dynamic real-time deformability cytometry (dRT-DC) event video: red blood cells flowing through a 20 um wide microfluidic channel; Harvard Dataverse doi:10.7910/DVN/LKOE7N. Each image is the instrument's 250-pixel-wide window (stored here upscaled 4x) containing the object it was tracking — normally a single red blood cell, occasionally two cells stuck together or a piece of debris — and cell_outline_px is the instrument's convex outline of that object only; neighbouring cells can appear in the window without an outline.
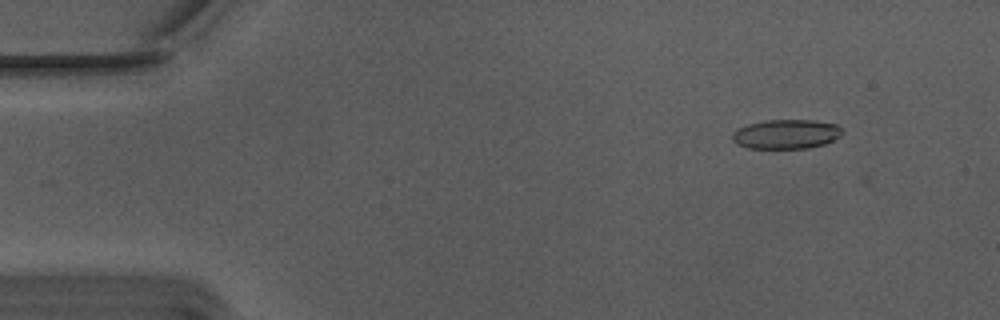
{"species": "Egyptian fruit bat (a non-hibernating species)", "species_latin": "Rousettus aegyptiacus", "temperature_condition": "warm", "stored_images_in_passage": 55, "camera_frame_rate_fps": 3000, "um_per_image_px": 0.085, "animal": {"sex": "male"}, "frame": {"image": 1, "passage_image": 6, "time_ms": 1.667, "image_size_px": [1000, 320], "cell_outline_px": [[844, 132], [840, 136], [824, 144], [808, 148], [748, 148], [736, 144], [732, 140], [732, 132], [748, 124], [764, 120], [812, 120], [836, 124]], "centroid_in_image_um": [66.81, 11.4], "position_along_channel_um": 18.2, "area_um2": 18.79}}
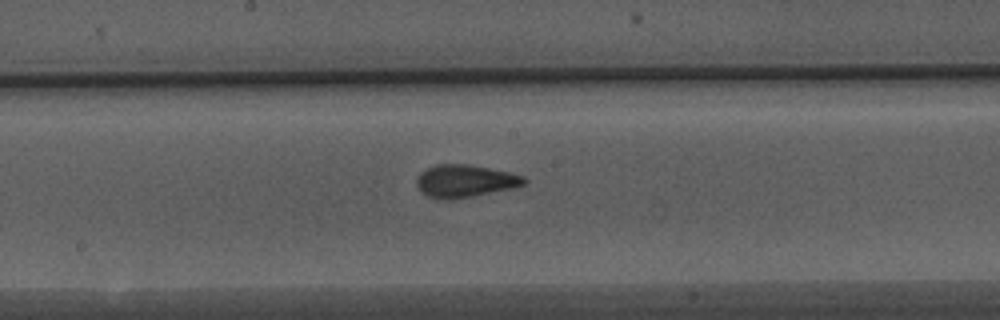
{"frame": {"image": 2, "passage_image": 29, "time_ms": 9.333, "image_size_px": [1000, 320], "cell_outline_px": [[528, 180], [524, 184], [512, 188], [452, 200], [444, 200], [428, 196], [416, 184], [416, 180], [420, 172], [436, 164], [468, 164], [508, 172], [524, 176]], "centroid_in_image_um": [39.52, 15.38], "position_along_channel_um": 208.7, "area_um2": 20.17}}
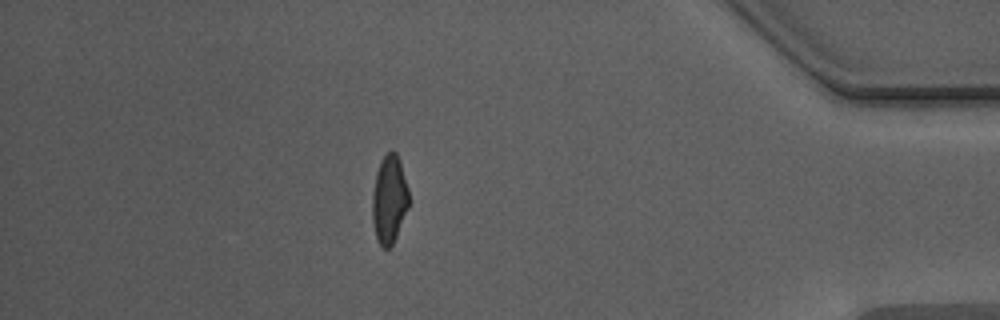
{"frame": {"image": 3, "passage_image": 48, "time_ms": 15.667, "image_size_px": [1000, 320], "cell_outline_px": [[408, 208], [396, 236], [392, 244], [388, 248], [384, 248], [376, 240], [372, 220], [372, 192], [376, 172], [384, 156], [388, 152], [396, 152], [400, 160], [408, 188]], "centroid_in_image_um": [33.07, 16.96], "position_along_channel_um": 402.1, "area_um2": 18.67}, "authors_computed_cell_mechanics": {"area_um2": 19.3052, "velocity_mm_per_s": 3.7649, "shape_relaxation_time_tau1_ms": 7.0654, "shape_relaxation_time_tau2_ms": 1.1085, "deformation_change_tau1": 0.1857, "deformation_change_tau2": 0.0726}}